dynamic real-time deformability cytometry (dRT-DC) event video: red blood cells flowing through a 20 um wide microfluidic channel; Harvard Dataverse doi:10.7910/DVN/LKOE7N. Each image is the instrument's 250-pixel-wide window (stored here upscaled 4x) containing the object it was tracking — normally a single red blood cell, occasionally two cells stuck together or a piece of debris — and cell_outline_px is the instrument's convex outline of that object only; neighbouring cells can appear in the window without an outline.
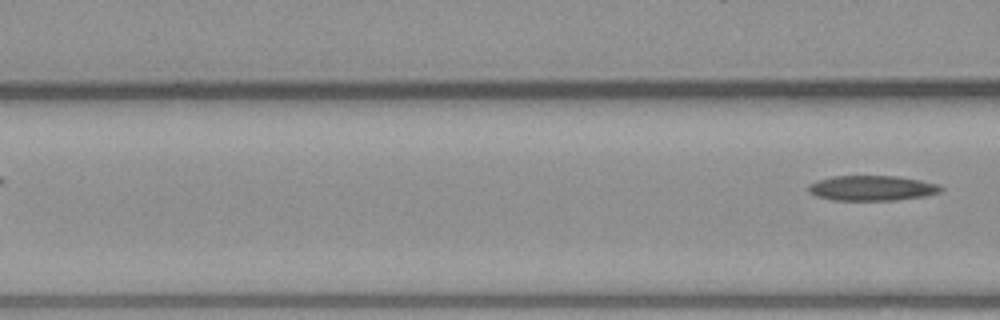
{"species": "common noctule bat (a hibernating species)", "species_latin": "Nyctalus noctula", "temperature_condition": "warm", "stored_images_in_passage": 5, "camera_frame_rate_fps": 3000, "um_per_image_px": 0.085, "animal": {"sex": "male", "body_mass_g": 23.1, "forearm_length_mm": 52.7}, "frame": {"image": 1, "passage_image": 5, "time_ms": 4.667, "image_size_px": [1000, 320], "cell_outline_px": [[944, 188], [940, 192], [924, 196], [896, 200], [832, 200], [816, 196], [808, 192], [808, 184], [816, 180], [832, 176], [896, 176], [920, 180], [936, 184]], "centroid_in_image_um": [74.06, 15.99], "position_along_channel_um": 92.5, "area_um2": 19.42}}